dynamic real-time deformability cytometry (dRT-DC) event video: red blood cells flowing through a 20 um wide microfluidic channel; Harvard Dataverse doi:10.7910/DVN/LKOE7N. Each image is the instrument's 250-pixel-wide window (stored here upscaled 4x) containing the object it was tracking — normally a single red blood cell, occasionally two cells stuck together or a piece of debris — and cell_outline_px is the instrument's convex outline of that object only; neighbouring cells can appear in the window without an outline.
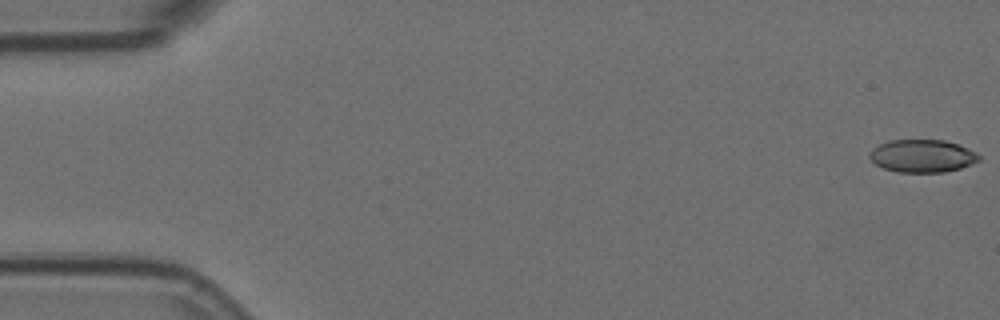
{"species": "Egyptian fruit bat (a non-hibernating species)", "species_latin": "Rousettus aegyptiacus", "temperature_condition": "room temperature", "stored_images_in_passage": 8, "camera_frame_rate_fps": 3000, "um_per_image_px": 0.085, "animal": {"sex": "female"}, "frame": {"image": 1, "passage_image": 1, "time_ms": 0.0, "image_size_px": [1000, 320], "cell_outline_px": [[980, 160], [972, 164], [960, 168], [944, 172], [896, 172], [884, 168], [876, 164], [868, 156], [868, 152], [872, 148], [888, 140], [944, 140], [968, 148], [976, 152], [980, 156]], "centroid_in_image_um": [78.38, 13.25], "position_along_channel_um": 6.6, "area_um2": 20.92}}